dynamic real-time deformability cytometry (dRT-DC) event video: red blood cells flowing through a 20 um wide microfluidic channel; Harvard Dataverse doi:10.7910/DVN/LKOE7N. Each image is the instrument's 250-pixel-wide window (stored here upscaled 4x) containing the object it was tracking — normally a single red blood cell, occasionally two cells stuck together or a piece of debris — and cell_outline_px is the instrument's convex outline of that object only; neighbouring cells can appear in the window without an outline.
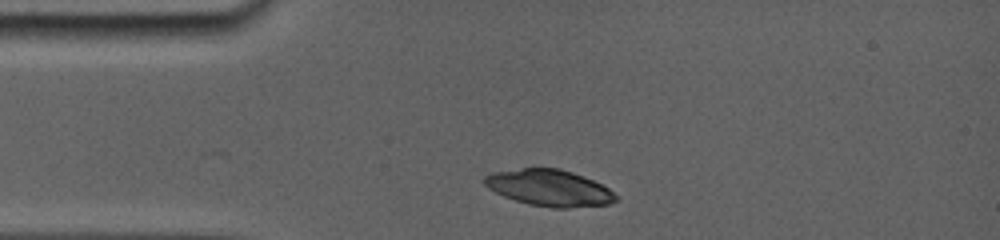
{"species": "common noctule bat (a hibernating species)", "species_latin": "Nyctalus noctula", "temperature_condition": "room temperature", "stored_images_in_passage": 10, "camera_frame_rate_fps": 5000, "um_per_image_px": 0.085, "animal": {"sex": "female", "body_mass_g": 19.0, "forearm_length_mm": 56.7}, "frame": {"image": 1, "passage_image": 1, "time_ms": 0.0, "image_size_px": [1000, 240], "cell_outline_px": [[620, 200], [608, 204], [568, 208], [552, 208], [528, 204], [504, 196], [488, 188], [480, 180], [484, 176], [492, 172], [524, 168], [560, 168], [572, 172], [592, 180], [608, 188]], "centroid_in_image_um": [46.66, 15.97], "position_along_channel_um": 38.3, "area_um2": 27.86}}
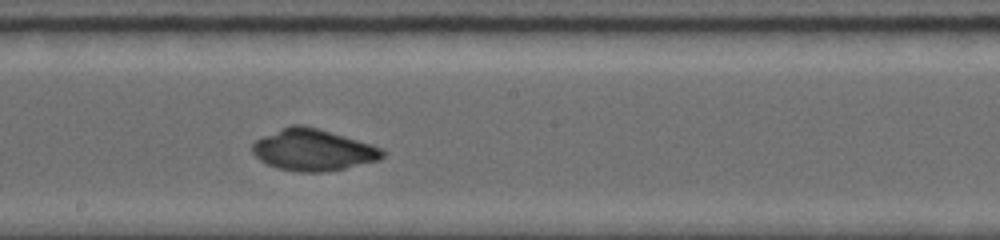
{"frame": {"image": 2, "passage_image": 6, "time_ms": 5.4, "image_size_px": [1000, 240], "cell_outline_px": [[384, 156], [380, 160], [344, 168], [324, 172], [300, 172], [276, 168], [260, 160], [252, 152], [252, 144], [256, 140], [264, 136], [292, 124], [300, 124], [316, 128], [372, 144], [380, 148], [384, 152]], "centroid_in_image_um": [26.61, 12.75], "position_along_channel_um": 221.6, "area_um2": 31.15}}
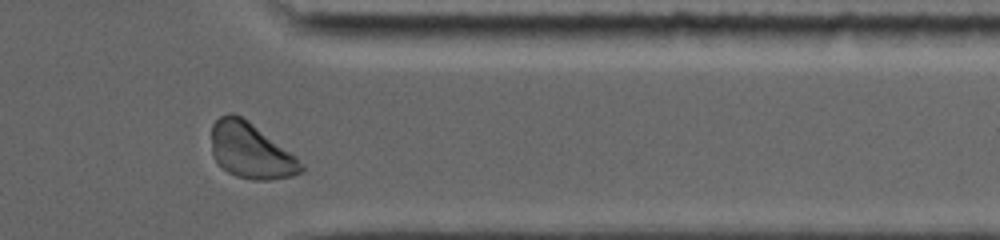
{"frame": {"image": 3, "passage_image": 10, "time_ms": 9.8, "image_size_px": [1000, 240], "cell_outline_px": [[304, 172], [292, 176], [272, 180], [252, 180], [236, 176], [228, 172], [212, 156], [212, 124], [220, 116], [228, 112], [232, 112], [248, 120], [296, 156], [304, 168]], "centroid_in_image_um": [21.31, 12.81], "position_along_channel_um": 390.1, "area_um2": 29.02}}